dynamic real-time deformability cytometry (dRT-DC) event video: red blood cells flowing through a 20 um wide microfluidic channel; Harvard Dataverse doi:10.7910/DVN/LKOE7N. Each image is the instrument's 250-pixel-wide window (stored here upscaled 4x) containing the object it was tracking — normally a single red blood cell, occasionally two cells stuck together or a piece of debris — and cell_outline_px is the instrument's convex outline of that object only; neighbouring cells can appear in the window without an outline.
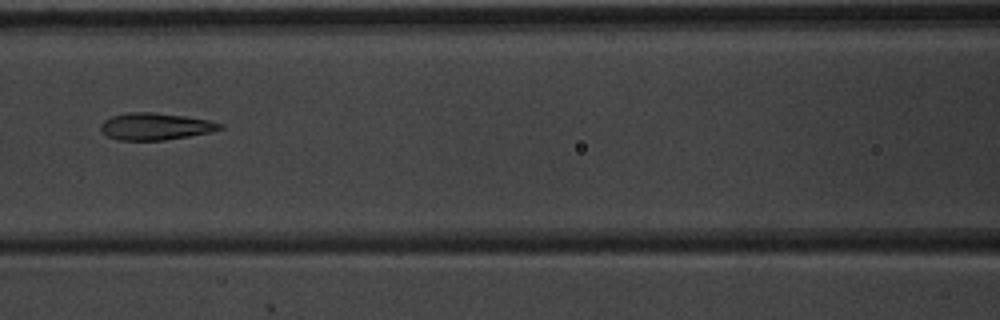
{"species": "common noctule bat (a hibernating species)", "species_latin": "Nyctalus noctula", "temperature_condition": "warm", "stored_images_in_passage": 3, "camera_frame_rate_fps": 3000, "um_per_image_px": 0.085, "animal": {"sex": "male", "body_mass_g": 20.1, "forearm_length_mm": 53.5}, "frame": {"image": 1, "passage_image": 3, "time_ms": 0.667, "image_size_px": [1000, 320], "cell_outline_px": [[224, 128], [212, 132], [164, 140], [116, 140], [108, 136], [100, 128], [100, 124], [104, 120], [112, 116], [128, 112], [156, 112], [184, 116], [208, 120], [224, 124]], "centroid_in_image_um": [13.22, 10.74], "position_along_channel_um": 153.4, "area_um2": 18.79}}